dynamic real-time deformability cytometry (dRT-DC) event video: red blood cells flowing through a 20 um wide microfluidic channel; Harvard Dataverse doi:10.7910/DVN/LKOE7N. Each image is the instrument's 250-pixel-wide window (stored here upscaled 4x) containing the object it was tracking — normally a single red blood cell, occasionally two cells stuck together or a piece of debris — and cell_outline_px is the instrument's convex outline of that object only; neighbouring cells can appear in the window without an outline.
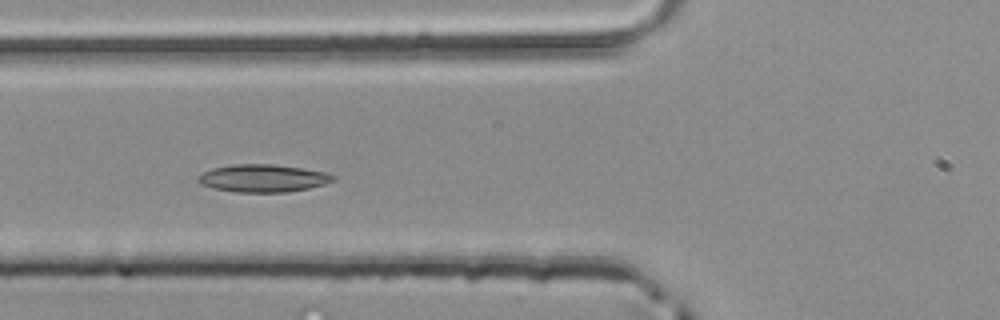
{"species": "common noctule bat (a hibernating species)", "species_latin": "Nyctalus noctula", "temperature_condition": "room temperature", "stored_images_in_passage": 46, "camera_frame_rate_fps": 3000, "um_per_image_px": 0.085, "animal": {"sex": "male", "body_mass_g": 20.4}, "frame": {"image": 1, "passage_image": 15, "time_ms": 4.667, "image_size_px": [1000, 320], "cell_outline_px": [[336, 180], [324, 184], [308, 188], [288, 192], [236, 192], [212, 188], [200, 184], [196, 180], [204, 172], [212, 168], [236, 164], [272, 164], [304, 168], [324, 172], [336, 176]], "centroid_in_image_um": [22.36, 15.15], "position_along_channel_um": 103.4, "area_um2": 21.73}}
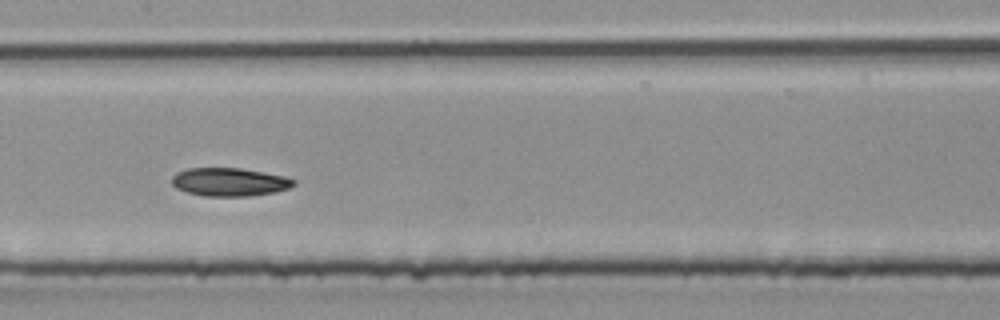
{"frame": {"image": 2, "passage_image": 21, "time_ms": 6.667, "image_size_px": [1000, 320], "cell_outline_px": [[296, 184], [288, 188], [276, 192], [248, 196], [204, 196], [188, 192], [176, 188], [172, 184], [172, 176], [176, 172], [188, 168], [240, 168], [264, 172], [284, 176], [296, 180]], "centroid_in_image_um": [19.51, 15.46], "position_along_channel_um": 187.9, "area_um2": 20.11}}
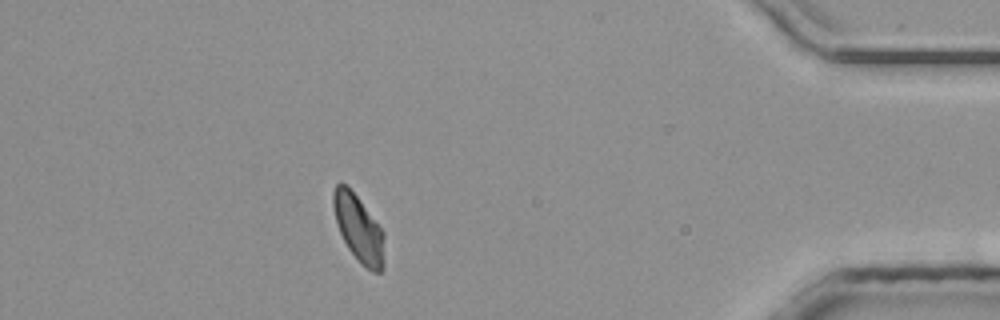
{"frame": {"image": 3, "passage_image": 40, "time_ms": 13.0, "image_size_px": [1000, 320], "cell_outline_px": [[384, 268], [380, 272], [372, 272], [348, 248], [340, 232], [336, 220], [332, 204], [332, 192], [336, 184], [344, 184], [356, 196], [384, 232]], "centroid_in_image_um": [30.49, 19.43], "position_along_channel_um": 404.7, "area_um2": 19.31}}